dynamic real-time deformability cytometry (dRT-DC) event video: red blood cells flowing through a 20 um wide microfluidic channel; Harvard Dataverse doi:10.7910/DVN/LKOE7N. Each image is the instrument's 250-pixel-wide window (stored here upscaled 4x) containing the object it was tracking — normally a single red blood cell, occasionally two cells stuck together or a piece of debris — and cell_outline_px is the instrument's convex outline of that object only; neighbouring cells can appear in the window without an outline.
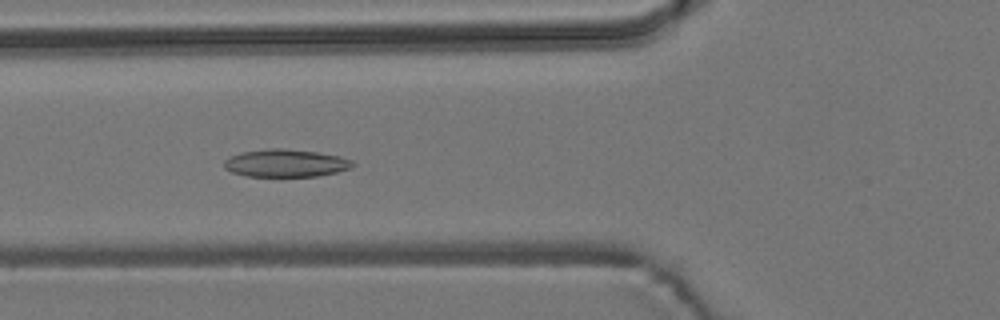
{"species": "common noctule bat (a hibernating species)", "species_latin": "Nyctalus noctula", "temperature_condition": "room temperature", "stored_images_in_passage": 54, "camera_frame_rate_fps": 3000, "um_per_image_px": 0.085, "animal": {"sex": "male", "body_mass_g": 19.2, "forearm_length_mm": 51.8}, "frame": {"image": 1, "passage_image": 20, "time_ms": 6.333, "image_size_px": [1000, 320], "cell_outline_px": [[356, 164], [352, 168], [336, 172], [316, 176], [248, 176], [232, 172], [224, 168], [224, 160], [228, 156], [240, 152], [268, 148], [284, 148], [316, 152], [340, 156], [352, 160]], "centroid_in_image_um": [24.27, 13.85], "position_along_channel_um": 101.5, "area_um2": 20.87}}
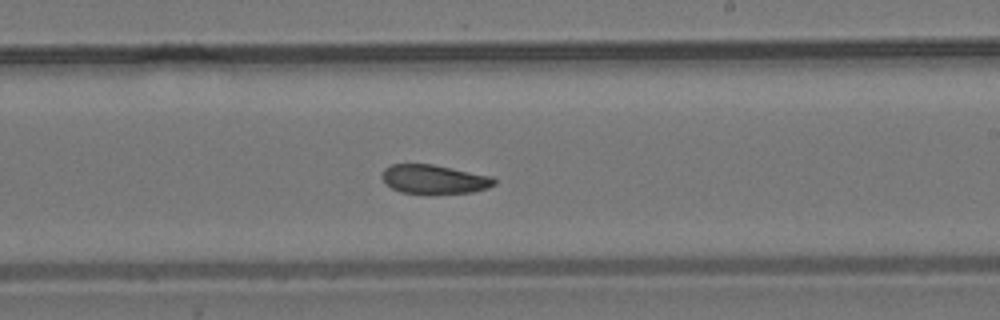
{"frame": {"image": 2, "passage_image": 32, "time_ms": 10.333, "image_size_px": [1000, 320], "cell_outline_px": [[496, 184], [488, 188], [472, 192], [428, 196], [400, 192], [384, 184], [380, 176], [384, 168], [392, 164], [432, 164], [492, 176], [496, 180]], "centroid_in_image_um": [36.87, 15.28], "position_along_channel_um": 252.1, "area_um2": 19.77}}
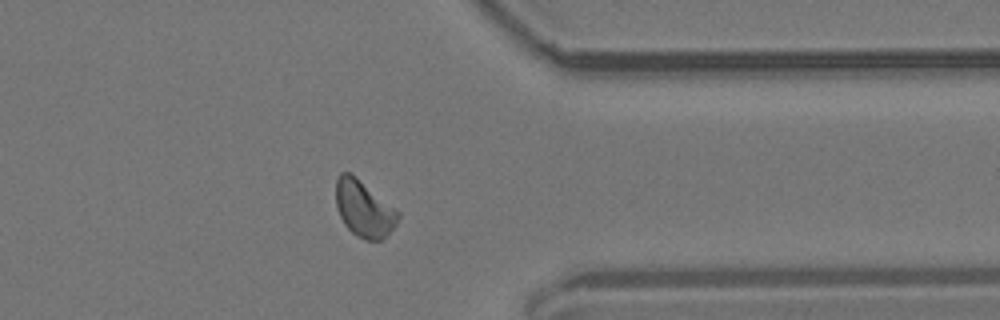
{"frame": {"image": 3, "passage_image": 43, "time_ms": 14.0, "image_size_px": [1000, 320], "cell_outline_px": [[400, 216], [396, 224], [380, 240], [364, 240], [356, 236], [344, 224], [340, 216], [336, 204], [336, 180], [340, 172], [348, 172], [400, 212]], "centroid_in_image_um": [30.91, 17.77], "position_along_channel_um": 380.5, "area_um2": 19.88}, "authors_computed_cell_mechanics": {"area_um2": 20.0855, "velocity_mm_per_s": 3.7739, "shape_relaxation_time_tau1_ms": null, "shape_relaxation_time_tau2_ms": 5.9765, "deformation_change_tau1": null, "deformation_change_tau2": 0.1255}}